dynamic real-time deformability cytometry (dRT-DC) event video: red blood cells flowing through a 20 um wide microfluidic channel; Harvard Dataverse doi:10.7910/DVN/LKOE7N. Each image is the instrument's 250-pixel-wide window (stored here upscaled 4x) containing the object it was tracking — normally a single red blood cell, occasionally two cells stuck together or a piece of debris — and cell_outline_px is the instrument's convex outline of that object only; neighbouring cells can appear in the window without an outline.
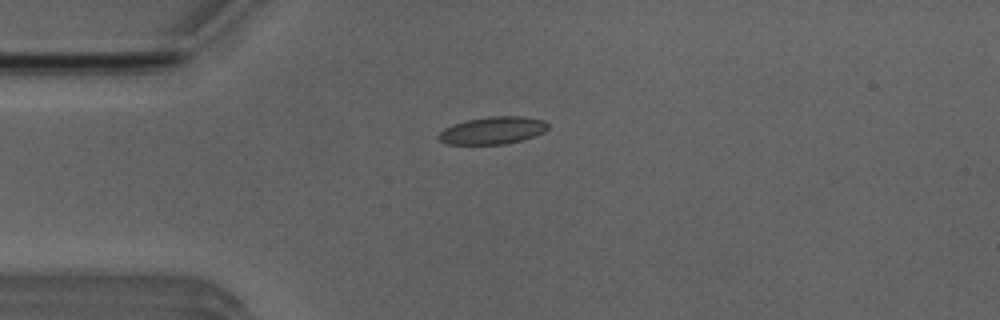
{"species": "Egyptian fruit bat (a non-hibernating species)", "species_latin": "Rousettus aegyptiacus", "temperature_condition": "room temperature", "stored_images_in_passage": 4, "camera_frame_rate_fps": 3000, "um_per_image_px": 0.085, "animal": {"sex": "male"}, "frame": {"image": 1, "passage_image": 1, "time_ms": 0.0, "image_size_px": [1000, 320], "cell_outline_px": [[548, 128], [544, 132], [520, 140], [504, 144], [448, 144], [440, 140], [436, 136], [444, 128], [452, 124], [468, 120], [488, 116], [524, 116], [544, 120], [548, 124]], "centroid_in_image_um": [41.86, 11.07], "position_along_channel_um": 43.1, "area_um2": 17.4}}